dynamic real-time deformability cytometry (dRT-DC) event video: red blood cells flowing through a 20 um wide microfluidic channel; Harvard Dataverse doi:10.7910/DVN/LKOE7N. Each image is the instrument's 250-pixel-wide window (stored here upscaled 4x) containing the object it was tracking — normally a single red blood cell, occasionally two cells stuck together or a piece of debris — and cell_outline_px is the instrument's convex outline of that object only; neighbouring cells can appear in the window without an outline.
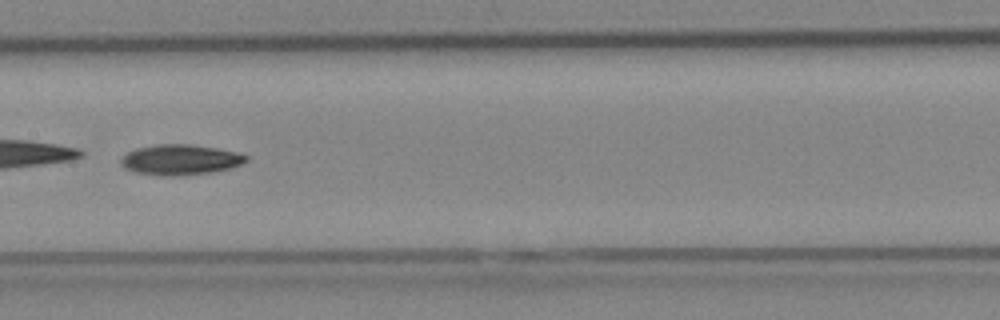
{"species": "Egyptian fruit bat (a non-hibernating species)", "species_latin": "Rousettus aegyptiacus", "temperature_condition": "cold", "stored_images_in_passage": 49, "camera_frame_rate_fps": 3000, "um_per_image_px": 0.085, "animal": {"sex": "female"}, "frame": {"image": 1, "passage_image": 28, "time_ms": 9.0, "image_size_px": [1000, 320], "cell_outline_px": [[248, 160], [240, 164], [228, 168], [212, 172], [164, 176], [160, 176], [136, 172], [124, 168], [120, 164], [120, 160], [128, 152], [136, 148], [156, 144], [188, 144], [216, 148], [236, 152], [248, 156]], "centroid_in_image_um": [15.29, 13.57], "position_along_channel_um": 192.1, "area_um2": 21.91}}